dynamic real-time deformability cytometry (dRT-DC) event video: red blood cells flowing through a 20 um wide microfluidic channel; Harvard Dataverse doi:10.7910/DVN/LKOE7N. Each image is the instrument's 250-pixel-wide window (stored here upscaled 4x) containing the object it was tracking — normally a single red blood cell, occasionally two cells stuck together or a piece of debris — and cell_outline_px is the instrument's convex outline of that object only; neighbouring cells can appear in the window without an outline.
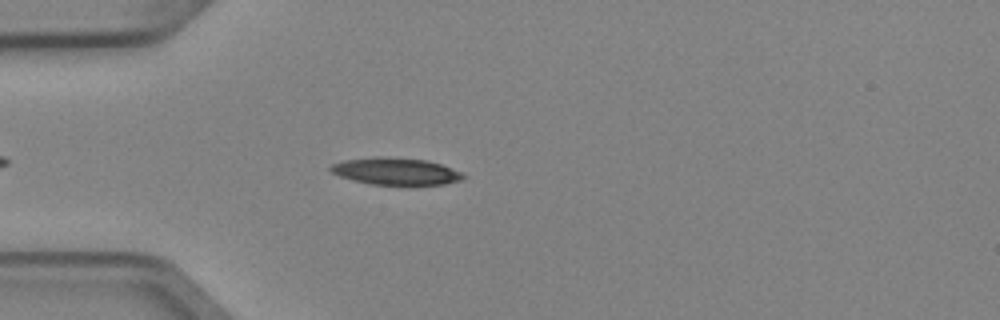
{"species": "Egyptian fruit bat (a non-hibernating species)", "species_latin": "Rousettus aegyptiacus", "temperature_condition": "cold", "stored_images_in_passage": 5, "camera_frame_rate_fps": 3000, "um_per_image_px": 0.085, "animal": {"sex": "female"}, "frame": {"image": 1, "passage_image": 5, "time_ms": 1.333, "image_size_px": [1000, 320], "cell_outline_px": [[468, 176], [460, 180], [444, 184], [408, 188], [372, 184], [340, 176], [332, 172], [328, 168], [332, 164], [344, 160], [376, 156], [384, 156], [428, 160], [440, 164], [460, 172]], "centroid_in_image_um": [33.69, 14.6], "position_along_channel_um": 51.3, "area_um2": 21.68}}